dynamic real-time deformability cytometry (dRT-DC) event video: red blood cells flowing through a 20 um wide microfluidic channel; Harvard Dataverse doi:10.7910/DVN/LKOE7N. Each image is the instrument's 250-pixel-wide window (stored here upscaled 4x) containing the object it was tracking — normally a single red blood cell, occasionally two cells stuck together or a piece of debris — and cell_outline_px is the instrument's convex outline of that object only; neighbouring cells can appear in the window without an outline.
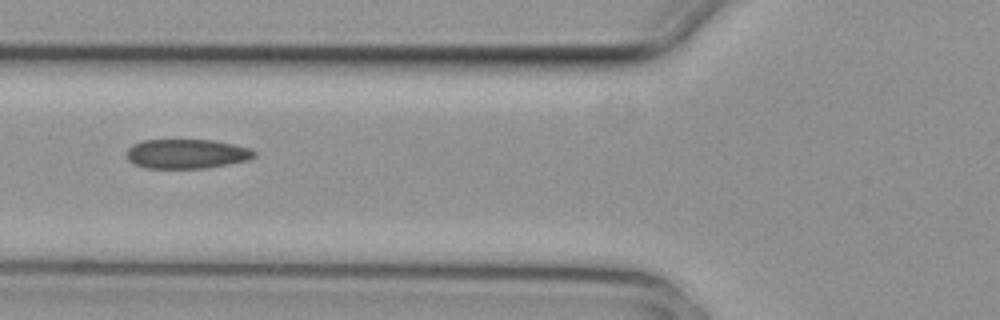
{"species": "common noctule bat (a hibernating species)", "species_latin": "Nyctalus noctula", "temperature_condition": "cold", "stored_images_in_passage": 6, "camera_frame_rate_fps": 3000, "um_per_image_px": 0.085, "animal": {"sex": "female", "body_mass_g": 29.2, "forearm_length_mm": 56.3}, "frame": {"image": 1, "passage_image": 3, "time_ms": 0.667, "image_size_px": [1000, 320], "cell_outline_px": [[256, 156], [248, 160], [228, 164], [204, 168], [144, 168], [132, 164], [128, 160], [128, 148], [132, 144], [144, 140], [212, 140], [252, 148], [256, 152]], "centroid_in_image_um": [15.87, 13.08], "position_along_channel_um": 109.9, "area_um2": 21.96}}
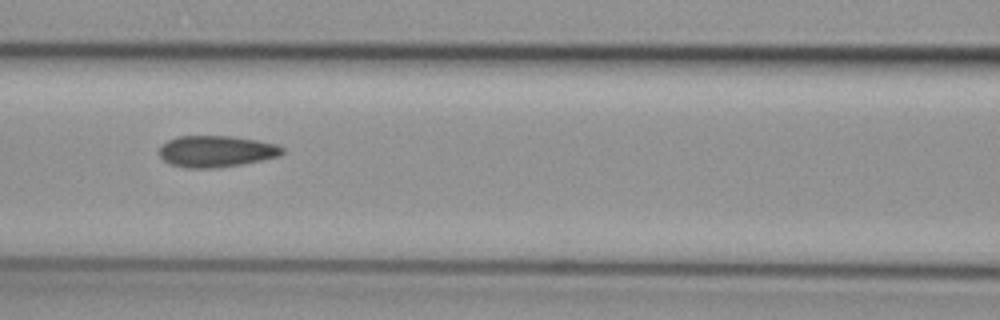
{"frame": {"image": 2, "passage_image": 4, "time_ms": 1.0, "image_size_px": [1000, 320], "cell_outline_px": [[284, 152], [280, 156], [244, 164], [216, 168], [184, 168], [168, 164], [160, 156], [160, 148], [168, 140], [176, 136], [232, 136], [256, 140], [276, 144], [284, 148]], "centroid_in_image_um": [18.39, 12.87], "position_along_channel_um": 148.2, "area_um2": 22.72}}
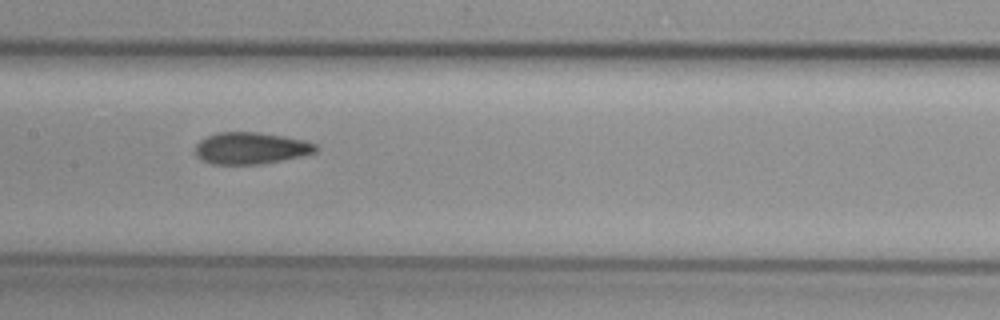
{"frame": {"image": 3, "passage_image": 5, "time_ms": 1.333, "image_size_px": [1000, 320], "cell_outline_px": [[316, 152], [300, 156], [260, 164], [212, 164], [196, 156], [196, 144], [200, 140], [216, 132], [256, 132], [284, 136], [304, 140], [316, 144]], "centroid_in_image_um": [21.3, 12.59], "position_along_channel_um": 186.1, "area_um2": 22.08}}